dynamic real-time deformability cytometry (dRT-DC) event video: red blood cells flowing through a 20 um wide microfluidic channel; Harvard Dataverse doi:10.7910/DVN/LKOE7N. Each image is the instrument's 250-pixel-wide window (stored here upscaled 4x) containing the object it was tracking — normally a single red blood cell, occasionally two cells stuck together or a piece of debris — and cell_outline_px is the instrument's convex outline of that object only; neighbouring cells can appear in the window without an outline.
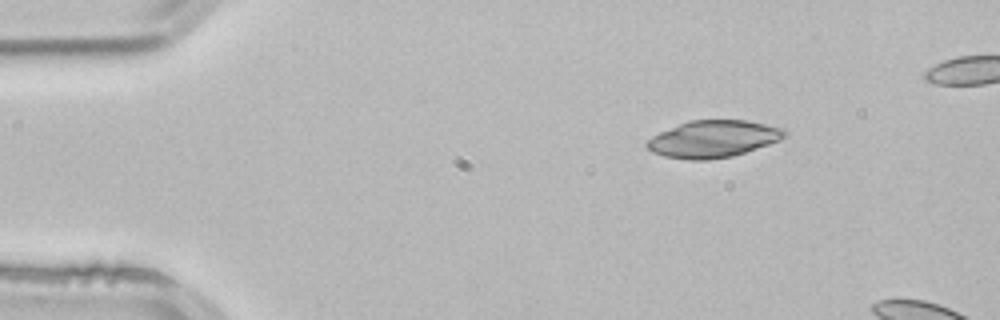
{"species": "common noctule bat (a hibernating species)", "species_latin": "Nyctalus noctula", "temperature_condition": "room temperature", "stored_images_in_passage": 4, "segment_of_instrument_passage": [2, 2], "camera_frame_rate_fps": 3000, "um_per_image_px": 0.085, "animal": {"sex": "male", "body_mass_g": 21.5, "forearm_length_mm": 52.0}, "frame": {"image": 1, "passage_image": 4, "time_ms": 1.0, "image_size_px": [1000, 320], "cell_outline_px": [[788, 136], [780, 140], [732, 156], [708, 160], [688, 160], [664, 156], [652, 152], [644, 144], [652, 136], [660, 132], [688, 120], [748, 120], [784, 128], [788, 132]], "centroid_in_image_um": [60.63, 11.8], "position_along_channel_um": 24.4, "area_um2": 29.77}}